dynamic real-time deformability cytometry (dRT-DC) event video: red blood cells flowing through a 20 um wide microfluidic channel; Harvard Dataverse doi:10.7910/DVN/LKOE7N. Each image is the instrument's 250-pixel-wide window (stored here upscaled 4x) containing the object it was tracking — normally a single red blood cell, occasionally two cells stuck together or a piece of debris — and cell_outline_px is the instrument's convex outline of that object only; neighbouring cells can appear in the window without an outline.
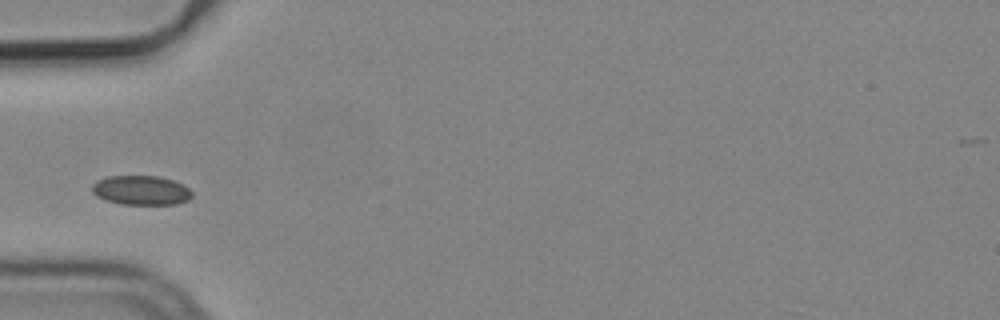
{"species": "common noctule bat (a hibernating species)", "species_latin": "Nyctalus noctula", "temperature_condition": "cold", "stored_images_in_passage": 5, "camera_frame_rate_fps": 3000, "um_per_image_px": 0.085, "animal": {"sex": "male", "body_mass_g": 19.2, "forearm_length_mm": 51.8}, "frame": {"image": 1, "passage_image": 3, "time_ms": 0.667, "image_size_px": [1000, 320], "cell_outline_px": [[192, 196], [188, 200], [176, 204], [120, 204], [104, 200], [96, 196], [92, 192], [92, 184], [96, 180], [108, 176], [160, 176], [184, 184], [192, 192]], "centroid_in_image_um": [11.97, 16.17], "position_along_channel_um": 73.0, "area_um2": 17.28}}
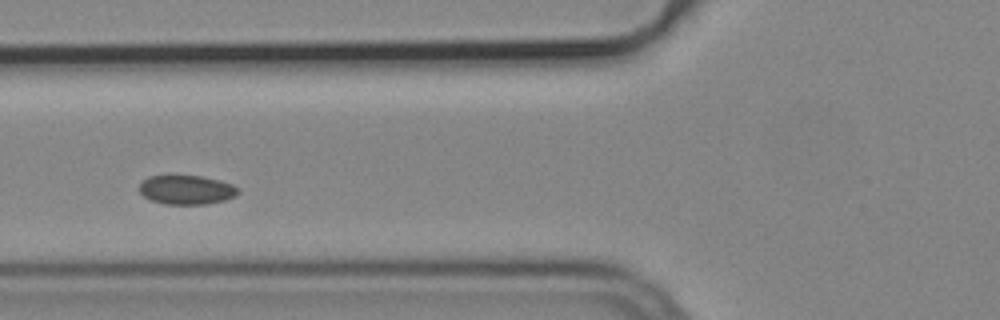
{"frame": {"image": 2, "passage_image": 4, "time_ms": 1.0, "image_size_px": [1000, 320], "cell_outline_px": [[240, 192], [236, 196], [224, 200], [204, 204], [164, 204], [152, 200], [144, 196], [140, 192], [140, 184], [148, 176], [200, 176], [220, 180], [232, 184], [240, 188]], "centroid_in_image_um": [15.9, 16.13], "position_along_channel_um": 109.9, "area_um2": 16.7}}
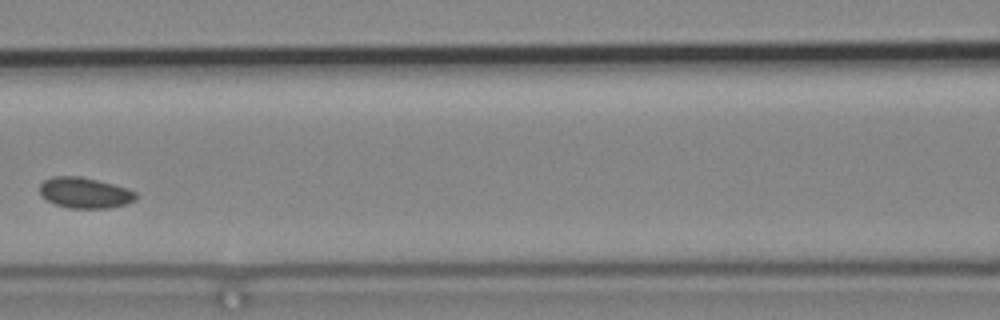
{"frame": {"image": 3, "passage_image": 5, "time_ms": 1.333, "image_size_px": [1000, 320], "cell_outline_px": [[136, 200], [124, 204], [108, 208], [68, 208], [56, 204], [40, 196], [40, 184], [44, 180], [52, 176], [80, 176], [128, 188], [136, 192]], "centroid_in_image_um": [7.19, 16.38], "position_along_channel_um": 159.4, "area_um2": 17.17}}